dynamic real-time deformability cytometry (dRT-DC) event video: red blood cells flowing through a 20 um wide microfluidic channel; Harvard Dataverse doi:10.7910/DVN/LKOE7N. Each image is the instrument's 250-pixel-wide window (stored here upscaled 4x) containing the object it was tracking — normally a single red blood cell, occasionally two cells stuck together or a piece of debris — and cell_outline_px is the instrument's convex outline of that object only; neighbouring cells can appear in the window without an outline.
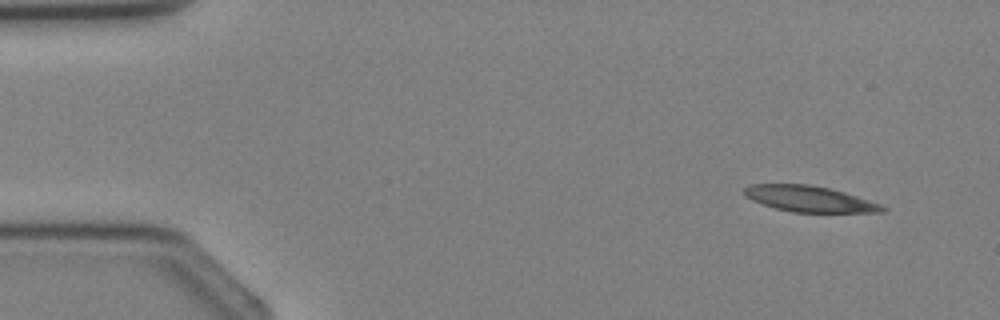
{"species": "Egyptian fruit bat (a non-hibernating species)", "species_latin": "Rousettus aegyptiacus", "temperature_condition": "cold", "stored_images_in_passage": 3, "camera_frame_rate_fps": 3000, "um_per_image_px": 0.085, "animal": {"sex": "female"}, "frame": {"image": 1, "passage_image": 1, "time_ms": 0.0, "image_size_px": [1000, 320], "cell_outline_px": [[888, 208], [884, 212], [792, 212], [776, 208], [752, 200], [744, 196], [744, 188], [752, 184], [808, 184], [832, 188], [880, 204]], "centroid_in_image_um": [68.8, 16.9], "position_along_channel_um": 16.2, "area_um2": 20.75}}
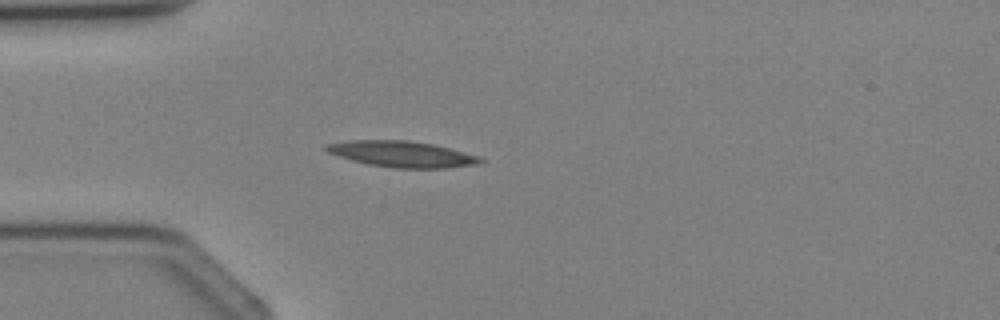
{"frame": {"image": 2, "passage_image": 3, "time_ms": 2.333, "image_size_px": [1000, 320], "cell_outline_px": [[484, 160], [480, 164], [448, 168], [392, 168], [368, 164], [352, 160], [328, 152], [324, 148], [324, 144], [348, 140], [408, 140], [432, 144], [480, 156]], "centroid_in_image_um": [34.17, 13.1], "position_along_channel_um": 50.8, "area_um2": 23.41}}